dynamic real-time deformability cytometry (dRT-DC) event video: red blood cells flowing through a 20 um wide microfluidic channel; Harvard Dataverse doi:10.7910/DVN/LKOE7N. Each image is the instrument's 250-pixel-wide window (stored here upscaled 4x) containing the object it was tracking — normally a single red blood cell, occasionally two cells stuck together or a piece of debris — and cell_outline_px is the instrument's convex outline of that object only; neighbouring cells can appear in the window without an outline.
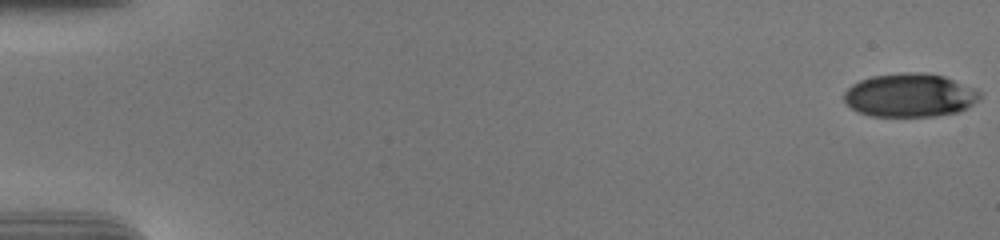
{"species": "human", "species_latin": "Homo sapiens", "temperature_condition": "cold", "stored_images_in_passage": 56, "camera_frame_rate_fps": 3000, "um_per_image_px": 0.085, "donor": {"sex": "male"}, "frame": {"image": 1, "passage_image": 1, "time_ms": 0.0, "image_size_px": [1000, 240], "cell_outline_px": [[984, 96], [980, 100], [968, 108], [960, 112], [936, 116], [872, 116], [860, 112], [852, 108], [844, 100], [844, 92], [852, 84], [860, 80], [872, 76], [900, 72], [924, 72], [944, 76], [976, 88]], "centroid_in_image_um": [77.4, 8.09], "position_along_channel_um": 7.6, "area_um2": 34.85}}
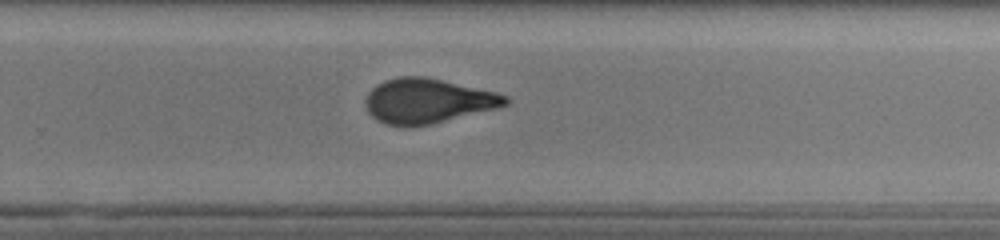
{"frame": {"image": 2, "passage_image": 38, "time_ms": 12.333, "image_size_px": [1000, 240], "cell_outline_px": [[512, 100], [508, 104], [496, 108], [432, 124], [408, 128], [400, 128], [384, 124], [376, 120], [368, 112], [364, 104], [364, 100], [368, 92], [376, 84], [384, 80], [400, 76], [424, 76], [496, 92], [508, 96]], "centroid_in_image_um": [36.3, 8.6], "position_along_channel_um": 293.5, "area_um2": 36.99}}
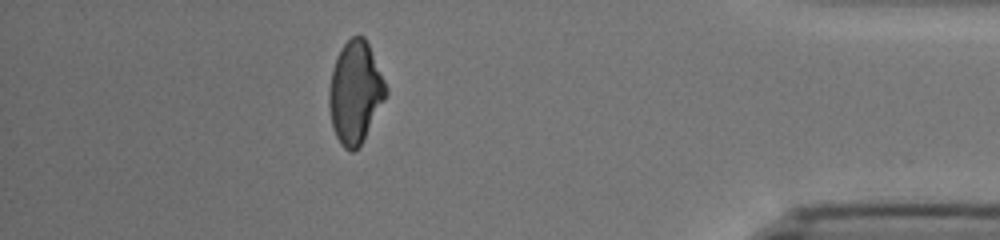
{"frame": {"image": 3, "passage_image": 50, "time_ms": 16.333, "image_size_px": [1000, 240], "cell_outline_px": [[388, 92], [364, 140], [352, 152], [344, 148], [340, 144], [336, 136], [332, 124], [328, 104], [328, 92], [332, 68], [336, 56], [340, 48], [352, 36], [364, 36], [368, 44], [388, 88]], "centroid_in_image_um": [30.18, 7.85], "position_along_channel_um": 405.0, "area_um2": 33.7}, "authors_computed_cell_mechanics": {"area_um2": 36.1539, "velocity_mm_per_s": 3.754, "shape_relaxation_time_tau1_ms": 5.7982, "shape_relaxation_time_tau2_ms": 1.5407, "deformation_change_tau1": 0.2017, "deformation_change_tau2": 0.0865}}